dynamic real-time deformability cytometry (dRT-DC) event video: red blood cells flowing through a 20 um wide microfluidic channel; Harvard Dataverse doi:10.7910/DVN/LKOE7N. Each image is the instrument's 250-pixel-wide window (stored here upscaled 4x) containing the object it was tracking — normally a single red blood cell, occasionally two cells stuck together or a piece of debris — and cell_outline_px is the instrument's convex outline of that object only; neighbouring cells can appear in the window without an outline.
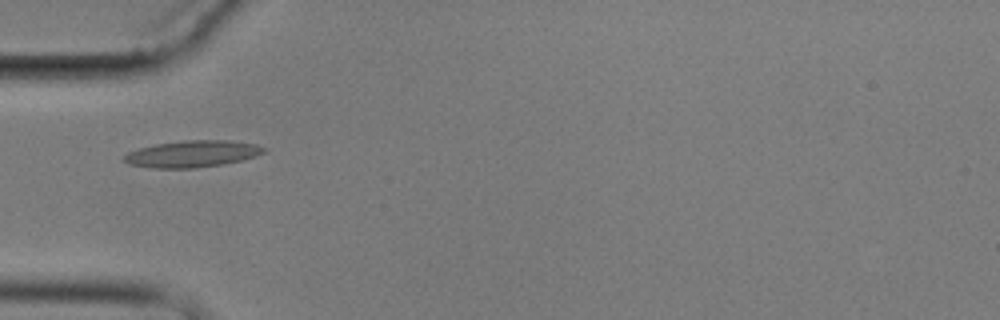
{"species": "common noctule bat (a hibernating species)", "species_latin": "Nyctalus noctula", "temperature_condition": "cold", "stored_images_in_passage": 3, "camera_frame_rate_fps": 3000, "um_per_image_px": 0.085, "animal": {"sex": "male", "body_mass_g": 17.9}, "frame": {"image": 1, "passage_image": 1, "time_ms": 0.0, "image_size_px": [1000, 320], "cell_outline_px": [[268, 148], [264, 152], [256, 156], [244, 160], [224, 164], [196, 168], [152, 168], [128, 164], [120, 160], [128, 152], [140, 148], [156, 144], [184, 140], [228, 140], [256, 144]], "centroid_in_image_um": [16.35, 13.08], "position_along_channel_um": 68.6, "area_um2": 21.96}}
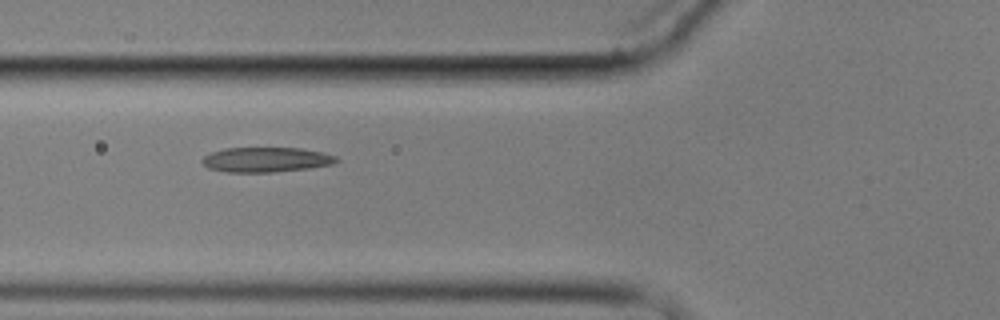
{"frame": {"image": 2, "passage_image": 2, "time_ms": 1.0, "image_size_px": [1000, 320], "cell_outline_px": [[340, 160], [332, 164], [308, 168], [272, 172], [224, 172], [208, 168], [200, 160], [204, 156], [212, 152], [224, 148], [300, 148], [324, 152], [336, 156]], "centroid_in_image_um": [22.61, 13.57], "position_along_channel_um": 103.2, "area_um2": 19.48}}
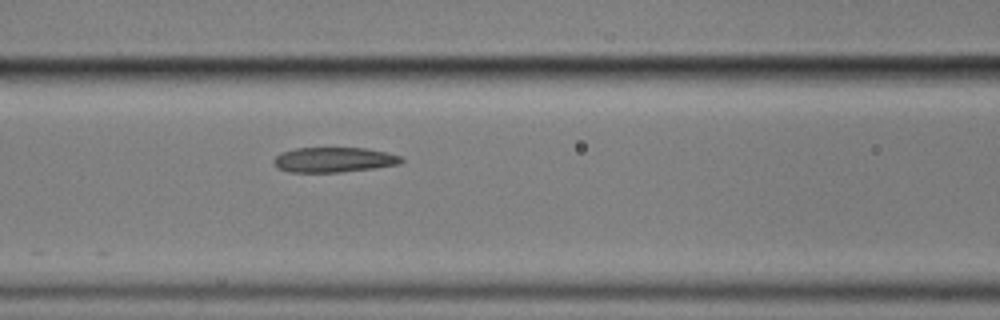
{"frame": {"image": 3, "passage_image": 3, "time_ms": 2.0, "image_size_px": [1000, 320], "cell_outline_px": [[404, 160], [400, 164], [376, 168], [340, 172], [288, 172], [276, 168], [272, 164], [272, 160], [280, 152], [296, 148], [364, 148], [404, 156]], "centroid_in_image_um": [28.35, 13.58], "position_along_channel_um": 138.2, "area_um2": 18.84}}